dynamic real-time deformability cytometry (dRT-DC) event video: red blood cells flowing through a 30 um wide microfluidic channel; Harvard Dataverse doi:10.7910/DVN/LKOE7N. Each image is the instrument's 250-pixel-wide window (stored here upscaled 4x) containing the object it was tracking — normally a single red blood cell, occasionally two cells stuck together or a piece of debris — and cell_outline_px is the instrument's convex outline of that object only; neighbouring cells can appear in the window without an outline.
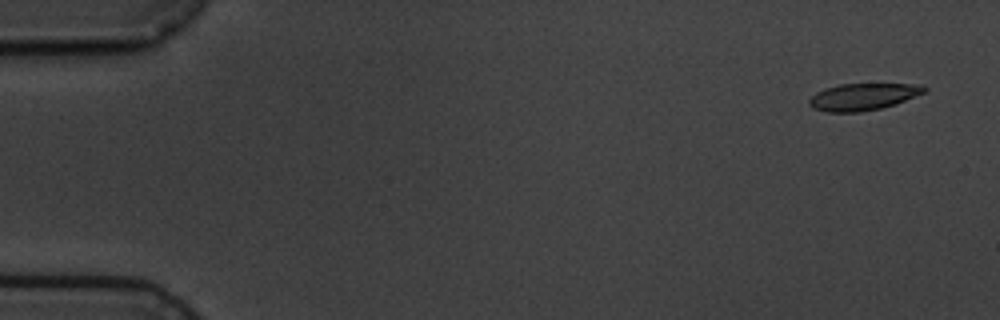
{"species": "common noctule bat (a hibernating species)", "species_latin": "Nyctalus noctula", "temperature_condition": "cold", "stored_images_in_passage": 5, "camera_frame_rate_fps": 3000, "um_per_image_px": 0.085, "animal": {"sex": "male", "body_mass_g": 19.5, "forearm_length_mm": 54.6}, "frame": {"image": 1, "passage_image": 1, "time_ms": 0.0, "image_size_px": [1000, 320], "cell_outline_px": [[928, 88], [924, 92], [896, 104], [880, 108], [860, 112], [828, 112], [812, 108], [808, 104], [808, 100], [816, 92], [824, 88], [840, 84], [924, 84]], "centroid_in_image_um": [73.34, 8.22], "position_along_channel_um": 11.7, "area_um2": 18.09}}
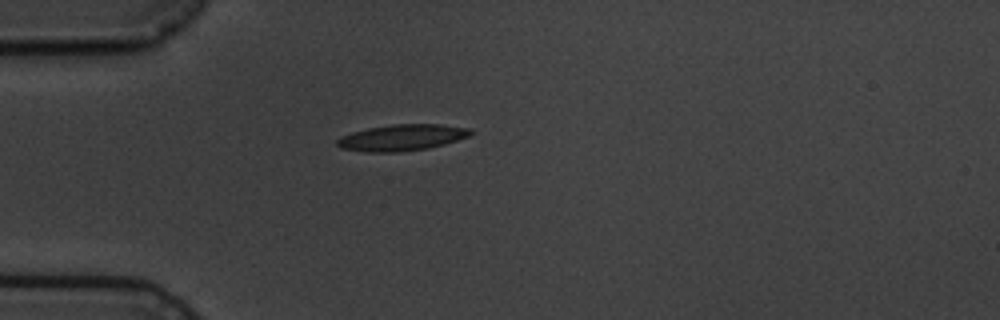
{"frame": {"image": 2, "passage_image": 4, "time_ms": 4.333, "image_size_px": [1000, 320], "cell_outline_px": [[476, 132], [468, 136], [444, 144], [428, 148], [396, 152], [368, 152], [340, 148], [336, 144], [336, 140], [340, 136], [352, 132], [368, 128], [392, 124], [440, 124], [472, 128]], "centroid_in_image_um": [34.17, 11.68], "position_along_channel_um": 50.8, "area_um2": 20.52}}